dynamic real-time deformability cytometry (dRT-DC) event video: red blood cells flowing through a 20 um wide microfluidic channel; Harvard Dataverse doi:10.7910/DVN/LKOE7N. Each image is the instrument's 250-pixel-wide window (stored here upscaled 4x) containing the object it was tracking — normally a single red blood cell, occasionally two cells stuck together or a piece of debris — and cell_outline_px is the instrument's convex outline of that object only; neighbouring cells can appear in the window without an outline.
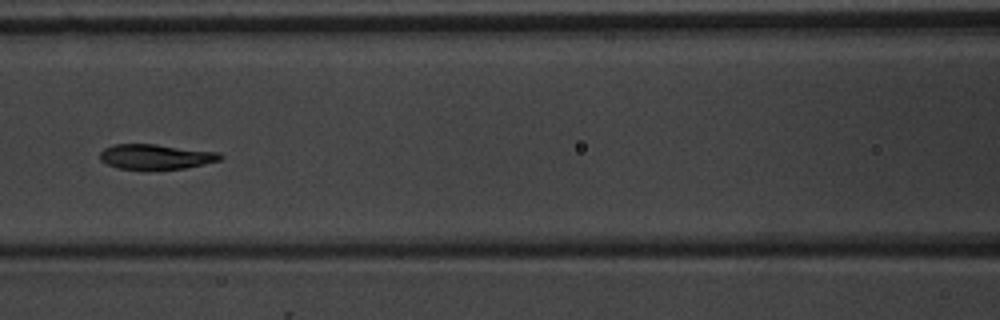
{"species": "common noctule bat (a hibernating species)", "species_latin": "Nyctalus noctula", "temperature_condition": "warm", "stored_images_in_passage": 8, "camera_frame_rate_fps": 3000, "um_per_image_px": 0.085, "animal": {"sex": "male", "body_mass_g": 20.1, "forearm_length_mm": 53.5}, "frame": {"image": 1, "passage_image": 6, "time_ms": 6.0, "image_size_px": [1000, 320], "cell_outline_px": [[224, 156], [220, 160], [184, 168], [116, 168], [100, 160], [100, 152], [104, 148], [112, 144], [156, 144], [220, 152]], "centroid_in_image_um": [13.24, 13.29], "position_along_channel_um": 153.4, "area_um2": 17.28}}
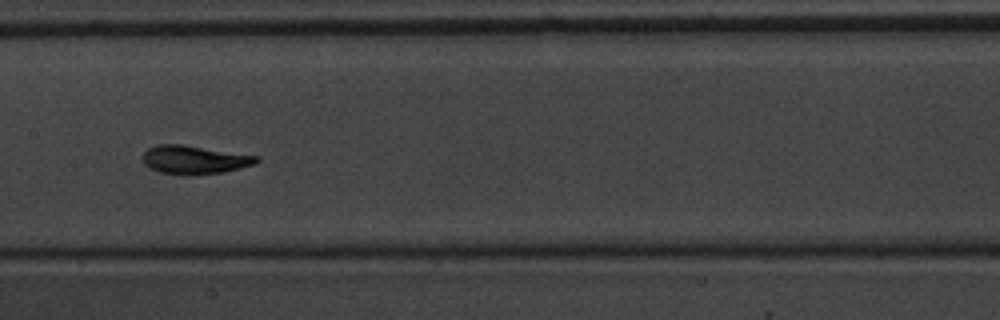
{"frame": {"image": 2, "passage_image": 7, "time_ms": 7.0, "image_size_px": [1000, 320], "cell_outline_px": [[260, 160], [256, 164], [224, 172], [188, 176], [184, 176], [160, 172], [148, 168], [144, 164], [144, 152], [148, 148], [156, 144], [184, 144], [260, 156]], "centroid_in_image_um": [16.55, 13.58], "position_along_channel_um": 190.9, "area_um2": 19.31}}
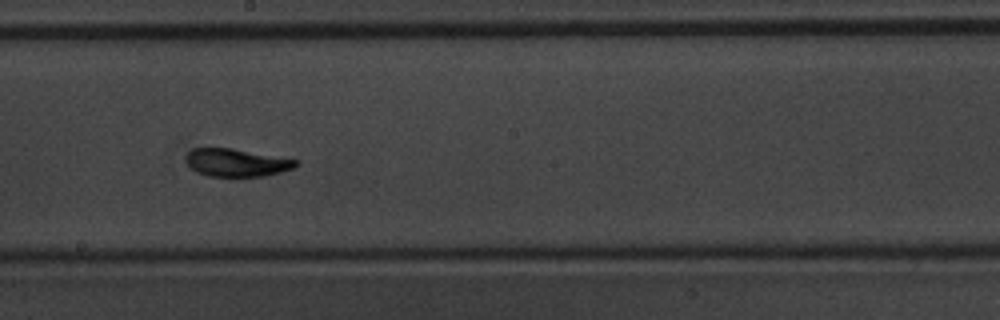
{"frame": {"image": 3, "passage_image": 8, "time_ms": 8.0, "image_size_px": [1000, 320], "cell_outline_px": [[300, 164], [296, 168], [264, 176], [208, 176], [196, 172], [184, 160], [184, 156], [192, 148], [232, 148], [300, 160]], "centroid_in_image_um": [20.13, 13.82], "position_along_channel_um": 228.1, "area_um2": 18.03}}